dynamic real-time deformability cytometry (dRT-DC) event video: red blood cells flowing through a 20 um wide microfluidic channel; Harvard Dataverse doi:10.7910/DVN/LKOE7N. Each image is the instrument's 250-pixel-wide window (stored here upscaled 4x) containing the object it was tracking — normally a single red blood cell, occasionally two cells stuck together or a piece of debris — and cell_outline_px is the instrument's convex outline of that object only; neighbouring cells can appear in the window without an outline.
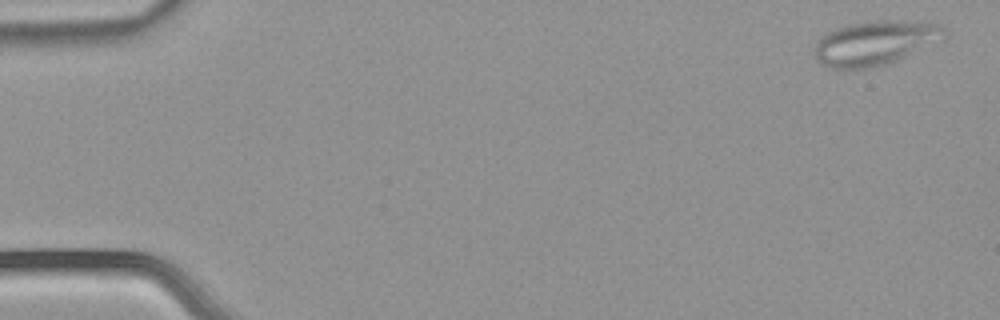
{"species": "common noctule bat (a hibernating species)", "species_latin": "Nyctalus noctula", "temperature_condition": "warm", "stored_images_in_passage": 5, "camera_frame_rate_fps": 3000, "um_per_image_px": 0.085, "animal": {"sex": "male", "body_mass_g": 21.5, "forearm_length_mm": 52.0}, "frame": {"image": 1, "passage_image": 1, "time_ms": 0.0, "image_size_px": [1000, 320], "cell_outline_px": [[948, 32], [944, 40], [896, 60], [884, 64], [868, 68], [832, 68], [824, 64], [812, 52], [820, 36], [824, 32], [836, 28], [868, 20], [892, 20], [936, 24], [944, 28]], "centroid_in_image_um": [74.39, 3.63], "position_along_channel_um": 10.6, "area_um2": 33.41}}